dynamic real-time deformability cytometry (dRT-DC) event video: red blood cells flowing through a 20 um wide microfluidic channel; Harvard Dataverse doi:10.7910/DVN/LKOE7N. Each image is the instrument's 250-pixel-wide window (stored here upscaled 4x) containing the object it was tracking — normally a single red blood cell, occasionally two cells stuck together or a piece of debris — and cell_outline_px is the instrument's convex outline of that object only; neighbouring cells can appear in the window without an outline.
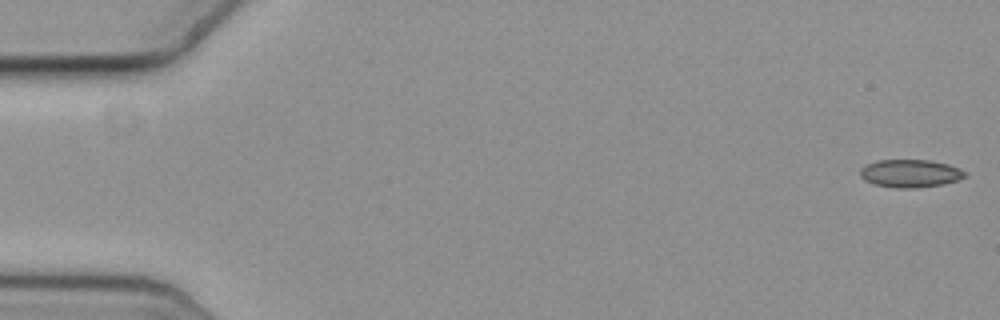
{"species": "common noctule bat (a hibernating species)", "species_latin": "Nyctalus noctula", "temperature_condition": "cold", "stored_images_in_passage": 16, "camera_frame_rate_fps": 3000, "um_per_image_px": 0.085, "animal": {"sex": "female", "body_mass_g": 19.3, "forearm_length_mm": 54.1}, "frame": {"image": 1, "passage_image": 1, "time_ms": 0.0, "image_size_px": [1000, 320], "cell_outline_px": [[964, 176], [956, 180], [940, 184], [912, 188], [896, 188], [876, 184], [864, 180], [860, 176], [860, 168], [864, 164], [876, 160], [928, 160], [948, 164], [960, 168], [964, 172]], "centroid_in_image_um": [77.29, 14.72], "position_along_channel_um": 7.7, "area_um2": 16.82}}